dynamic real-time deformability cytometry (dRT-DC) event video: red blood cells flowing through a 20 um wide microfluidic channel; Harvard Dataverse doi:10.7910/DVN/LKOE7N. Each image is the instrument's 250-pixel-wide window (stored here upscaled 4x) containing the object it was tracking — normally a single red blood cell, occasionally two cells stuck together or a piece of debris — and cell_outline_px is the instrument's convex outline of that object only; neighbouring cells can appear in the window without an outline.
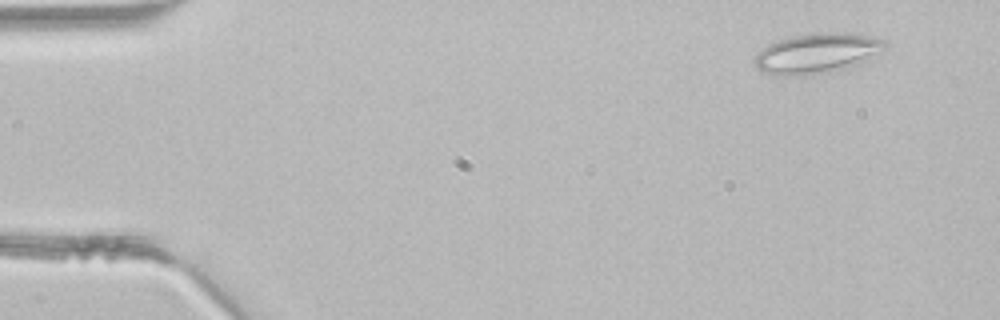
{"species": "common noctule bat (a hibernating species)", "species_latin": "Nyctalus noctula", "temperature_condition": "room temperature", "stored_images_in_passage": 4, "camera_frame_rate_fps": 3000, "um_per_image_px": 0.085, "animal": {"sex": "male", "body_mass_g": 21.5, "forearm_length_mm": 52.0}, "frame": {"image": 1, "passage_image": 1, "time_ms": 0.0, "image_size_px": [1000, 320], "cell_outline_px": [[888, 48], [872, 60], [860, 64], [844, 68], [804, 76], [772, 76], [760, 72], [752, 60], [768, 44], [792, 36], [824, 32], [848, 32], [888, 40]], "centroid_in_image_um": [69.51, 4.54], "position_along_channel_um": 15.5, "area_um2": 31.1}}